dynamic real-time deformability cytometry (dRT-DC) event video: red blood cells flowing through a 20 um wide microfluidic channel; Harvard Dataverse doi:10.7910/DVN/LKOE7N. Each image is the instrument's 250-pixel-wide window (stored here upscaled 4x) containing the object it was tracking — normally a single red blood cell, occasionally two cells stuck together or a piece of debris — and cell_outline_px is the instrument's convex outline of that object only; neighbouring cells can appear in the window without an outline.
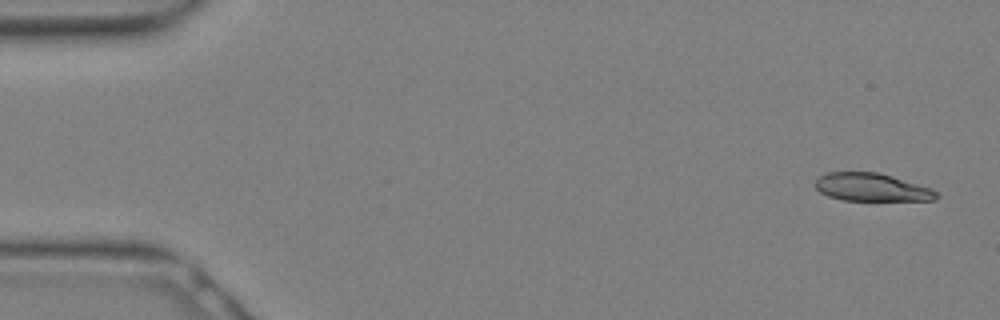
{"species": "Egyptian fruit bat (a non-hibernating species)", "species_latin": "Rousettus aegyptiacus", "temperature_condition": "warm", "stored_images_in_passage": 15, "camera_frame_rate_fps": 3000, "um_per_image_px": 0.085, "animal": {"sex": "female"}, "frame": {"image": 1, "passage_image": 2, "time_ms": 0.333, "image_size_px": [1000, 320], "cell_outline_px": [[940, 196], [936, 200], [844, 200], [828, 196], [820, 192], [816, 188], [816, 180], [820, 176], [828, 172], [876, 172], [892, 176], [932, 188]], "centroid_in_image_um": [74.11, 15.92], "position_along_channel_um": 10.9, "area_um2": 19.59}}
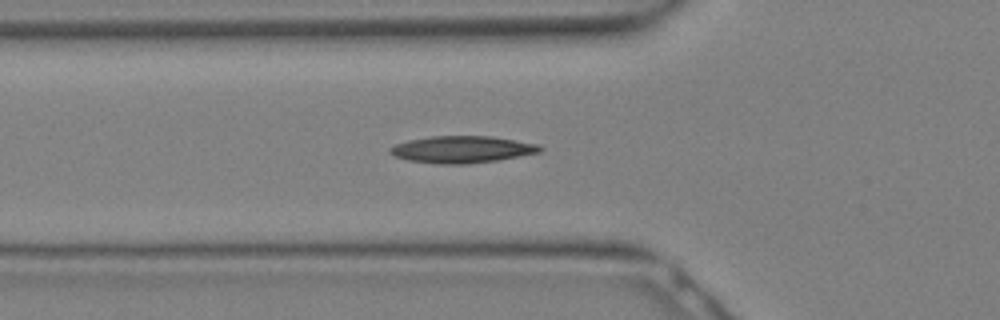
{"frame": {"image": 2, "passage_image": 11, "time_ms": 3.333, "image_size_px": [1000, 320], "cell_outline_px": [[544, 148], [540, 152], [520, 156], [496, 160], [464, 164], [440, 164], [408, 160], [396, 156], [388, 152], [388, 148], [396, 144], [408, 140], [432, 136], [492, 136], [516, 140], [536, 144]], "centroid_in_image_um": [39.26, 12.69], "position_along_channel_um": 86.5, "area_um2": 23.41}}
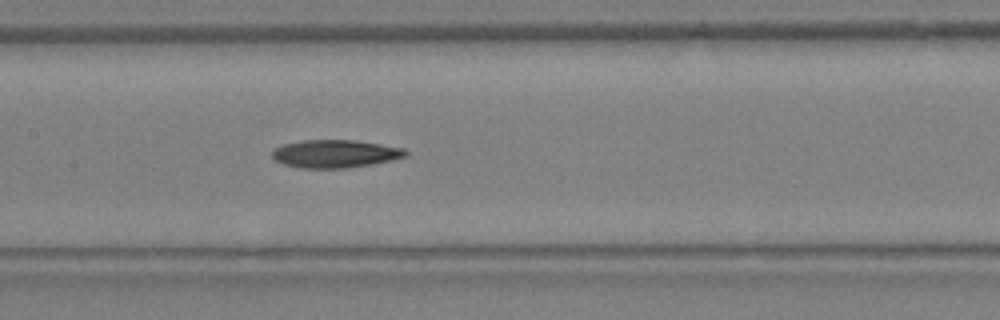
{"frame": {"image": 3, "passage_image": 15, "time_ms": 4.667, "image_size_px": [1000, 320], "cell_outline_px": [[408, 152], [404, 156], [392, 160], [344, 168], [300, 168], [284, 164], [276, 160], [272, 156], [272, 152], [276, 148], [284, 144], [304, 140], [356, 140], [404, 148]], "centroid_in_image_um": [28.48, 13.06], "position_along_channel_um": 178.9, "area_um2": 21.39}}